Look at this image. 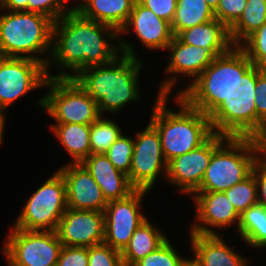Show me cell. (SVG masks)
<instances>
[{
  "instance_id": "44",
  "label": "cell",
  "mask_w": 266,
  "mask_h": 266,
  "mask_svg": "<svg viewBox=\"0 0 266 266\" xmlns=\"http://www.w3.org/2000/svg\"><path fill=\"white\" fill-rule=\"evenodd\" d=\"M184 266H198L192 259H188Z\"/></svg>"
},
{
  "instance_id": "30",
  "label": "cell",
  "mask_w": 266,
  "mask_h": 266,
  "mask_svg": "<svg viewBox=\"0 0 266 266\" xmlns=\"http://www.w3.org/2000/svg\"><path fill=\"white\" fill-rule=\"evenodd\" d=\"M99 117L90 124L91 154H104L122 134L119 126L111 119Z\"/></svg>"
},
{
  "instance_id": "34",
  "label": "cell",
  "mask_w": 266,
  "mask_h": 266,
  "mask_svg": "<svg viewBox=\"0 0 266 266\" xmlns=\"http://www.w3.org/2000/svg\"><path fill=\"white\" fill-rule=\"evenodd\" d=\"M187 258H182L167 239L155 251L140 259L133 266H184Z\"/></svg>"
},
{
  "instance_id": "28",
  "label": "cell",
  "mask_w": 266,
  "mask_h": 266,
  "mask_svg": "<svg viewBox=\"0 0 266 266\" xmlns=\"http://www.w3.org/2000/svg\"><path fill=\"white\" fill-rule=\"evenodd\" d=\"M237 229L250 246L266 247V208L260 204L249 207L240 215Z\"/></svg>"
},
{
  "instance_id": "8",
  "label": "cell",
  "mask_w": 266,
  "mask_h": 266,
  "mask_svg": "<svg viewBox=\"0 0 266 266\" xmlns=\"http://www.w3.org/2000/svg\"><path fill=\"white\" fill-rule=\"evenodd\" d=\"M257 66L244 74V83L237 88V99L223 101L210 115L214 133L227 137L256 138L255 85Z\"/></svg>"
},
{
  "instance_id": "19",
  "label": "cell",
  "mask_w": 266,
  "mask_h": 266,
  "mask_svg": "<svg viewBox=\"0 0 266 266\" xmlns=\"http://www.w3.org/2000/svg\"><path fill=\"white\" fill-rule=\"evenodd\" d=\"M81 164L99 185L107 202L124 199L135 190L128 176L116 169L105 154H90Z\"/></svg>"
},
{
  "instance_id": "10",
  "label": "cell",
  "mask_w": 266,
  "mask_h": 266,
  "mask_svg": "<svg viewBox=\"0 0 266 266\" xmlns=\"http://www.w3.org/2000/svg\"><path fill=\"white\" fill-rule=\"evenodd\" d=\"M62 243L56 231L13 227L2 249L8 266H56Z\"/></svg>"
},
{
  "instance_id": "4",
  "label": "cell",
  "mask_w": 266,
  "mask_h": 266,
  "mask_svg": "<svg viewBox=\"0 0 266 266\" xmlns=\"http://www.w3.org/2000/svg\"><path fill=\"white\" fill-rule=\"evenodd\" d=\"M252 66L243 50L233 46L228 52L216 56L178 96L190 107L209 116L223 101L237 99L241 95L237 88L244 83V74Z\"/></svg>"
},
{
  "instance_id": "38",
  "label": "cell",
  "mask_w": 266,
  "mask_h": 266,
  "mask_svg": "<svg viewBox=\"0 0 266 266\" xmlns=\"http://www.w3.org/2000/svg\"><path fill=\"white\" fill-rule=\"evenodd\" d=\"M56 266H88V248L62 246Z\"/></svg>"
},
{
  "instance_id": "18",
  "label": "cell",
  "mask_w": 266,
  "mask_h": 266,
  "mask_svg": "<svg viewBox=\"0 0 266 266\" xmlns=\"http://www.w3.org/2000/svg\"><path fill=\"white\" fill-rule=\"evenodd\" d=\"M130 27H133L140 41L149 49H167L174 38L171 23L155 15L137 0L119 34L128 33Z\"/></svg>"
},
{
  "instance_id": "17",
  "label": "cell",
  "mask_w": 266,
  "mask_h": 266,
  "mask_svg": "<svg viewBox=\"0 0 266 266\" xmlns=\"http://www.w3.org/2000/svg\"><path fill=\"white\" fill-rule=\"evenodd\" d=\"M195 193L197 195L195 194L193 199L197 208L196 219L201 225L194 223L190 233L217 235L216 231L209 226L227 228L234 222L239 226L240 214L224 192L196 191Z\"/></svg>"
},
{
  "instance_id": "7",
  "label": "cell",
  "mask_w": 266,
  "mask_h": 266,
  "mask_svg": "<svg viewBox=\"0 0 266 266\" xmlns=\"http://www.w3.org/2000/svg\"><path fill=\"white\" fill-rule=\"evenodd\" d=\"M45 86L50 91L39 105L57 123L90 125L101 116L97 102L74 78L48 77Z\"/></svg>"
},
{
  "instance_id": "40",
  "label": "cell",
  "mask_w": 266,
  "mask_h": 266,
  "mask_svg": "<svg viewBox=\"0 0 266 266\" xmlns=\"http://www.w3.org/2000/svg\"><path fill=\"white\" fill-rule=\"evenodd\" d=\"M262 157L256 161L252 173L257 182L258 204L266 208V159Z\"/></svg>"
},
{
  "instance_id": "1",
  "label": "cell",
  "mask_w": 266,
  "mask_h": 266,
  "mask_svg": "<svg viewBox=\"0 0 266 266\" xmlns=\"http://www.w3.org/2000/svg\"><path fill=\"white\" fill-rule=\"evenodd\" d=\"M104 34L110 39L119 36L114 27L85 18L75 9L56 20L52 29V41L56 43H52L50 55L54 60L51 62L74 74L62 70L49 78H74L83 69L112 62L121 54L119 45L107 42Z\"/></svg>"
},
{
  "instance_id": "41",
  "label": "cell",
  "mask_w": 266,
  "mask_h": 266,
  "mask_svg": "<svg viewBox=\"0 0 266 266\" xmlns=\"http://www.w3.org/2000/svg\"><path fill=\"white\" fill-rule=\"evenodd\" d=\"M256 139L259 144L260 155H265L263 158L266 159V125L262 133Z\"/></svg>"
},
{
  "instance_id": "43",
  "label": "cell",
  "mask_w": 266,
  "mask_h": 266,
  "mask_svg": "<svg viewBox=\"0 0 266 266\" xmlns=\"http://www.w3.org/2000/svg\"><path fill=\"white\" fill-rule=\"evenodd\" d=\"M206 3L210 6V8L215 11L218 7L220 0H205Z\"/></svg>"
},
{
  "instance_id": "16",
  "label": "cell",
  "mask_w": 266,
  "mask_h": 266,
  "mask_svg": "<svg viewBox=\"0 0 266 266\" xmlns=\"http://www.w3.org/2000/svg\"><path fill=\"white\" fill-rule=\"evenodd\" d=\"M58 171L66 184L67 208L104 212L108 202L99 185L81 163H69Z\"/></svg>"
},
{
  "instance_id": "27",
  "label": "cell",
  "mask_w": 266,
  "mask_h": 266,
  "mask_svg": "<svg viewBox=\"0 0 266 266\" xmlns=\"http://www.w3.org/2000/svg\"><path fill=\"white\" fill-rule=\"evenodd\" d=\"M266 22V0H247L239 20L229 29L231 41L239 46Z\"/></svg>"
},
{
  "instance_id": "3",
  "label": "cell",
  "mask_w": 266,
  "mask_h": 266,
  "mask_svg": "<svg viewBox=\"0 0 266 266\" xmlns=\"http://www.w3.org/2000/svg\"><path fill=\"white\" fill-rule=\"evenodd\" d=\"M120 54L112 62L81 70L74 79L97 102L100 114L118 112L127 102L139 98L138 75L142 62L134 47L118 39Z\"/></svg>"
},
{
  "instance_id": "22",
  "label": "cell",
  "mask_w": 266,
  "mask_h": 266,
  "mask_svg": "<svg viewBox=\"0 0 266 266\" xmlns=\"http://www.w3.org/2000/svg\"><path fill=\"white\" fill-rule=\"evenodd\" d=\"M176 37L183 43L208 49L215 57L234 46L229 29L216 18L180 31Z\"/></svg>"
},
{
  "instance_id": "20",
  "label": "cell",
  "mask_w": 266,
  "mask_h": 266,
  "mask_svg": "<svg viewBox=\"0 0 266 266\" xmlns=\"http://www.w3.org/2000/svg\"><path fill=\"white\" fill-rule=\"evenodd\" d=\"M195 262L198 266H247L248 260L235 253L219 234L190 233Z\"/></svg>"
},
{
  "instance_id": "23",
  "label": "cell",
  "mask_w": 266,
  "mask_h": 266,
  "mask_svg": "<svg viewBox=\"0 0 266 266\" xmlns=\"http://www.w3.org/2000/svg\"><path fill=\"white\" fill-rule=\"evenodd\" d=\"M74 6L83 17L114 27L118 32L126 24L136 0H82Z\"/></svg>"
},
{
  "instance_id": "9",
  "label": "cell",
  "mask_w": 266,
  "mask_h": 266,
  "mask_svg": "<svg viewBox=\"0 0 266 266\" xmlns=\"http://www.w3.org/2000/svg\"><path fill=\"white\" fill-rule=\"evenodd\" d=\"M66 209V184L57 171L31 195L13 227L27 231H56Z\"/></svg>"
},
{
  "instance_id": "32",
  "label": "cell",
  "mask_w": 266,
  "mask_h": 266,
  "mask_svg": "<svg viewBox=\"0 0 266 266\" xmlns=\"http://www.w3.org/2000/svg\"><path fill=\"white\" fill-rule=\"evenodd\" d=\"M133 150L134 138L121 134L104 154L116 169L128 175L131 168Z\"/></svg>"
},
{
  "instance_id": "29",
  "label": "cell",
  "mask_w": 266,
  "mask_h": 266,
  "mask_svg": "<svg viewBox=\"0 0 266 266\" xmlns=\"http://www.w3.org/2000/svg\"><path fill=\"white\" fill-rule=\"evenodd\" d=\"M67 1L68 0H0V9H6V11H29L39 13L51 18L55 22L74 9V7L70 9L65 8Z\"/></svg>"
},
{
  "instance_id": "21",
  "label": "cell",
  "mask_w": 266,
  "mask_h": 266,
  "mask_svg": "<svg viewBox=\"0 0 266 266\" xmlns=\"http://www.w3.org/2000/svg\"><path fill=\"white\" fill-rule=\"evenodd\" d=\"M170 61L165 70L168 74L194 77V80L212 63L215 56L205 48L181 42L176 36L168 44Z\"/></svg>"
},
{
  "instance_id": "15",
  "label": "cell",
  "mask_w": 266,
  "mask_h": 266,
  "mask_svg": "<svg viewBox=\"0 0 266 266\" xmlns=\"http://www.w3.org/2000/svg\"><path fill=\"white\" fill-rule=\"evenodd\" d=\"M62 246L91 247L104 242V212L67 208L56 229Z\"/></svg>"
},
{
  "instance_id": "26",
  "label": "cell",
  "mask_w": 266,
  "mask_h": 266,
  "mask_svg": "<svg viewBox=\"0 0 266 266\" xmlns=\"http://www.w3.org/2000/svg\"><path fill=\"white\" fill-rule=\"evenodd\" d=\"M215 19V12L205 0H177L171 28L174 36L180 31Z\"/></svg>"
},
{
  "instance_id": "42",
  "label": "cell",
  "mask_w": 266,
  "mask_h": 266,
  "mask_svg": "<svg viewBox=\"0 0 266 266\" xmlns=\"http://www.w3.org/2000/svg\"><path fill=\"white\" fill-rule=\"evenodd\" d=\"M5 124V118H4V110L0 109V144H2L3 139V129Z\"/></svg>"
},
{
  "instance_id": "33",
  "label": "cell",
  "mask_w": 266,
  "mask_h": 266,
  "mask_svg": "<svg viewBox=\"0 0 266 266\" xmlns=\"http://www.w3.org/2000/svg\"><path fill=\"white\" fill-rule=\"evenodd\" d=\"M239 47L254 66L266 69V22L249 35Z\"/></svg>"
},
{
  "instance_id": "12",
  "label": "cell",
  "mask_w": 266,
  "mask_h": 266,
  "mask_svg": "<svg viewBox=\"0 0 266 266\" xmlns=\"http://www.w3.org/2000/svg\"><path fill=\"white\" fill-rule=\"evenodd\" d=\"M148 190L135 189L124 199L108 202L105 210L104 243L122 252L135 230L147 217L139 211L140 202Z\"/></svg>"
},
{
  "instance_id": "2",
  "label": "cell",
  "mask_w": 266,
  "mask_h": 266,
  "mask_svg": "<svg viewBox=\"0 0 266 266\" xmlns=\"http://www.w3.org/2000/svg\"><path fill=\"white\" fill-rule=\"evenodd\" d=\"M177 78L162 83L149 123L157 130L162 153L167 163L202 145L214 132L209 116L190 107L178 95L180 112L166 108L168 96Z\"/></svg>"
},
{
  "instance_id": "11",
  "label": "cell",
  "mask_w": 266,
  "mask_h": 266,
  "mask_svg": "<svg viewBox=\"0 0 266 266\" xmlns=\"http://www.w3.org/2000/svg\"><path fill=\"white\" fill-rule=\"evenodd\" d=\"M48 79L46 67L27 57L0 56V109L35 88L44 86Z\"/></svg>"
},
{
  "instance_id": "36",
  "label": "cell",
  "mask_w": 266,
  "mask_h": 266,
  "mask_svg": "<svg viewBox=\"0 0 266 266\" xmlns=\"http://www.w3.org/2000/svg\"><path fill=\"white\" fill-rule=\"evenodd\" d=\"M256 107V138L262 133L266 125V69L257 67L255 85Z\"/></svg>"
},
{
  "instance_id": "14",
  "label": "cell",
  "mask_w": 266,
  "mask_h": 266,
  "mask_svg": "<svg viewBox=\"0 0 266 266\" xmlns=\"http://www.w3.org/2000/svg\"><path fill=\"white\" fill-rule=\"evenodd\" d=\"M227 136L213 133L202 145L167 163L166 178L181 192L194 193L200 188L214 151Z\"/></svg>"
},
{
  "instance_id": "31",
  "label": "cell",
  "mask_w": 266,
  "mask_h": 266,
  "mask_svg": "<svg viewBox=\"0 0 266 266\" xmlns=\"http://www.w3.org/2000/svg\"><path fill=\"white\" fill-rule=\"evenodd\" d=\"M224 193L240 215L249 207L258 204L257 182L253 173Z\"/></svg>"
},
{
  "instance_id": "5",
  "label": "cell",
  "mask_w": 266,
  "mask_h": 266,
  "mask_svg": "<svg viewBox=\"0 0 266 266\" xmlns=\"http://www.w3.org/2000/svg\"><path fill=\"white\" fill-rule=\"evenodd\" d=\"M6 12L0 15V56L27 57L41 62L46 67L49 77L48 66L52 63L48 58H38L33 54H42L46 51L50 54L54 21L47 16L29 11Z\"/></svg>"
},
{
  "instance_id": "24",
  "label": "cell",
  "mask_w": 266,
  "mask_h": 266,
  "mask_svg": "<svg viewBox=\"0 0 266 266\" xmlns=\"http://www.w3.org/2000/svg\"><path fill=\"white\" fill-rule=\"evenodd\" d=\"M152 225L146 219L135 230L129 244L121 252L123 266H133L167 240L166 236Z\"/></svg>"
},
{
  "instance_id": "37",
  "label": "cell",
  "mask_w": 266,
  "mask_h": 266,
  "mask_svg": "<svg viewBox=\"0 0 266 266\" xmlns=\"http://www.w3.org/2000/svg\"><path fill=\"white\" fill-rule=\"evenodd\" d=\"M247 6V0H220L215 18L230 29L241 17Z\"/></svg>"
},
{
  "instance_id": "39",
  "label": "cell",
  "mask_w": 266,
  "mask_h": 266,
  "mask_svg": "<svg viewBox=\"0 0 266 266\" xmlns=\"http://www.w3.org/2000/svg\"><path fill=\"white\" fill-rule=\"evenodd\" d=\"M140 4L153 11L158 17L172 22L177 7V0H137Z\"/></svg>"
},
{
  "instance_id": "35",
  "label": "cell",
  "mask_w": 266,
  "mask_h": 266,
  "mask_svg": "<svg viewBox=\"0 0 266 266\" xmlns=\"http://www.w3.org/2000/svg\"><path fill=\"white\" fill-rule=\"evenodd\" d=\"M88 266H123L121 252L104 242L88 248Z\"/></svg>"
},
{
  "instance_id": "6",
  "label": "cell",
  "mask_w": 266,
  "mask_h": 266,
  "mask_svg": "<svg viewBox=\"0 0 266 266\" xmlns=\"http://www.w3.org/2000/svg\"><path fill=\"white\" fill-rule=\"evenodd\" d=\"M256 154L260 155L256 138L228 137L212 154L197 191L224 192L242 182L252 174L260 158Z\"/></svg>"
},
{
  "instance_id": "25",
  "label": "cell",
  "mask_w": 266,
  "mask_h": 266,
  "mask_svg": "<svg viewBox=\"0 0 266 266\" xmlns=\"http://www.w3.org/2000/svg\"><path fill=\"white\" fill-rule=\"evenodd\" d=\"M50 127L66 151L73 157V163H81L91 154L90 125L57 123Z\"/></svg>"
},
{
  "instance_id": "13",
  "label": "cell",
  "mask_w": 266,
  "mask_h": 266,
  "mask_svg": "<svg viewBox=\"0 0 266 266\" xmlns=\"http://www.w3.org/2000/svg\"><path fill=\"white\" fill-rule=\"evenodd\" d=\"M130 172L127 175L135 189L150 190L157 180L160 170L167 173L161 140L157 130L149 123L142 132L136 134Z\"/></svg>"
}]
</instances>
